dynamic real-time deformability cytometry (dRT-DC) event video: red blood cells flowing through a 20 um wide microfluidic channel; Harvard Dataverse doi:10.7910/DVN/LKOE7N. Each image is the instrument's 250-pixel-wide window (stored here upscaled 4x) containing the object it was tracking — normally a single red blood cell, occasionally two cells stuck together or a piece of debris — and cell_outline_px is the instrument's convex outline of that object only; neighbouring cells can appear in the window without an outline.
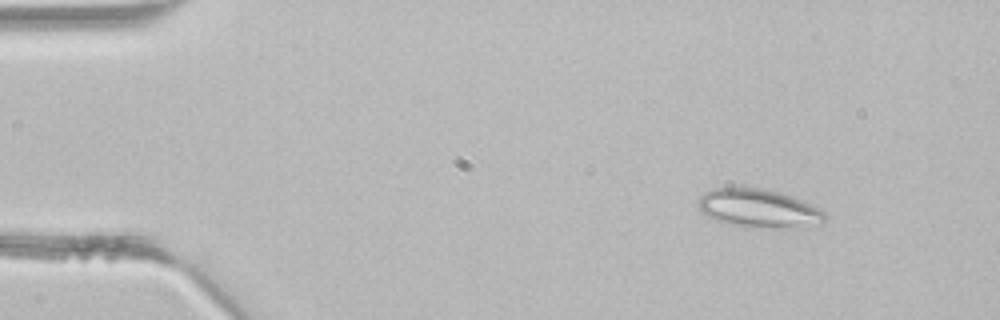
{"species": "common noctule bat (a hibernating species)", "species_latin": "Nyctalus noctula", "temperature_condition": "room temperature", "stored_images_in_passage": 3, "camera_frame_rate_fps": 3000, "um_per_image_px": 0.085, "animal": {"sex": "male", "body_mass_g": 21.5, "forearm_length_mm": 52.0}, "frame": {"image": 1, "passage_image": 1, "time_ms": 0.0, "image_size_px": [1000, 320], "cell_outline_px": [[824, 220], [820, 224], [780, 228], [744, 228], [716, 220], [700, 212], [700, 196], [704, 192], [712, 188], [732, 184], [760, 188], [780, 192], [804, 200], [820, 208], [824, 212]], "centroid_in_image_um": [64.44, 17.67], "position_along_channel_um": 20.6, "area_um2": 29.13}}